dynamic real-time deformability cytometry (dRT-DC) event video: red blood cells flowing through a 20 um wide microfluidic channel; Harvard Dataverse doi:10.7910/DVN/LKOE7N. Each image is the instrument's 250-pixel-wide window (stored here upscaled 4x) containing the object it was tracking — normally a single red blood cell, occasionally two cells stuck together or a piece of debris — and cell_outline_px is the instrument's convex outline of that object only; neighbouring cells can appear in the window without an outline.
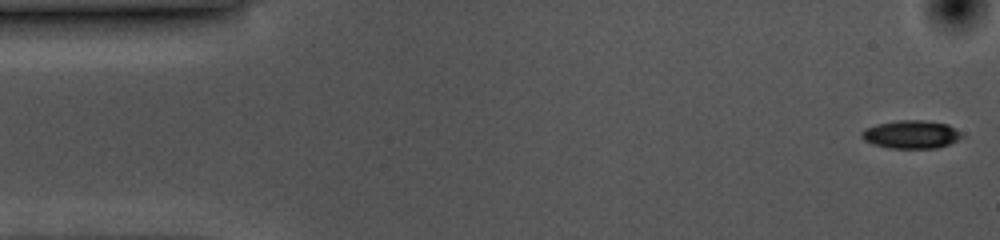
{"species": "common noctule bat (a hibernating species)", "species_latin": "Nyctalus noctula", "temperature_condition": "cold", "stored_images_in_passage": 55, "camera_frame_rate_fps": 3000, "um_per_image_px": 0.085, "animal": {"sex": "female", "body_mass_g": 10.0, "forearm_length_mm": 53.1}, "frame": {"image": 1, "passage_image": 1, "time_ms": 0.0, "image_size_px": [1000, 240], "cell_outline_px": [[964, 136], [948, 144], [936, 148], [888, 148], [872, 144], [864, 140], [860, 136], [860, 132], [864, 128], [876, 124], [896, 120], [920, 120], [948, 124], [960, 132]], "centroid_in_image_um": [77.39, 11.42], "position_along_channel_um": 7.6, "area_um2": 16.47}}
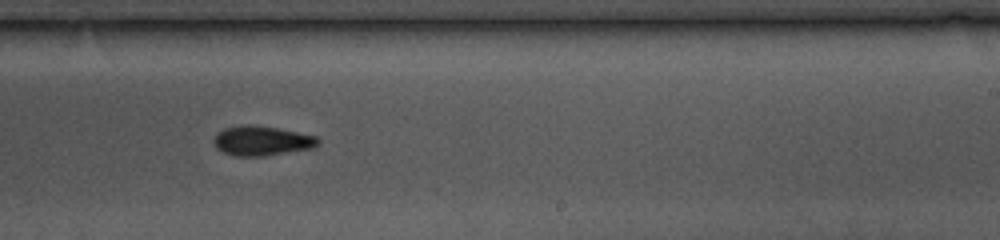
{"frame": {"image": 2, "passage_image": 32, "time_ms": 10.333, "image_size_px": [1000, 240], "cell_outline_px": [[320, 140], [312, 148], [264, 156], [236, 156], [224, 152], [216, 148], [212, 140], [216, 132], [224, 128], [240, 124], [252, 124], [276, 128], [316, 136]], "centroid_in_image_um": [22.18, 11.95], "position_along_channel_um": 266.8, "area_um2": 18.03}}
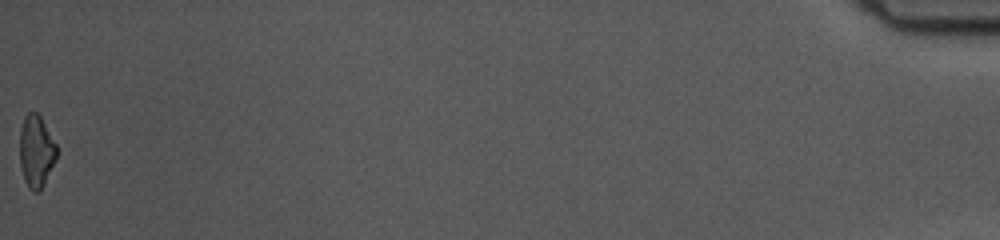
{"frame": {"image": 3, "passage_image": 55, "time_ms": 18.0, "image_size_px": [1000, 240], "cell_outline_px": [[56, 160], [44, 184], [36, 192], [32, 192], [28, 188], [24, 180], [20, 164], [20, 128], [24, 116], [28, 112], [36, 112], [40, 116], [56, 144]], "centroid_in_image_um": [3.06, 12.86], "position_along_channel_um": 432.1, "area_um2": 15.49}, "authors_computed_cell_mechanics": {"area_um2": 16.9932, "velocity_mm_per_s": 3.5755, "shape_relaxation_time_tau1_ms": 3.3832, "shape_relaxation_time_tau2_ms": null, "deformation_change_tau1": 0.1207, "deformation_change_tau2": null}}